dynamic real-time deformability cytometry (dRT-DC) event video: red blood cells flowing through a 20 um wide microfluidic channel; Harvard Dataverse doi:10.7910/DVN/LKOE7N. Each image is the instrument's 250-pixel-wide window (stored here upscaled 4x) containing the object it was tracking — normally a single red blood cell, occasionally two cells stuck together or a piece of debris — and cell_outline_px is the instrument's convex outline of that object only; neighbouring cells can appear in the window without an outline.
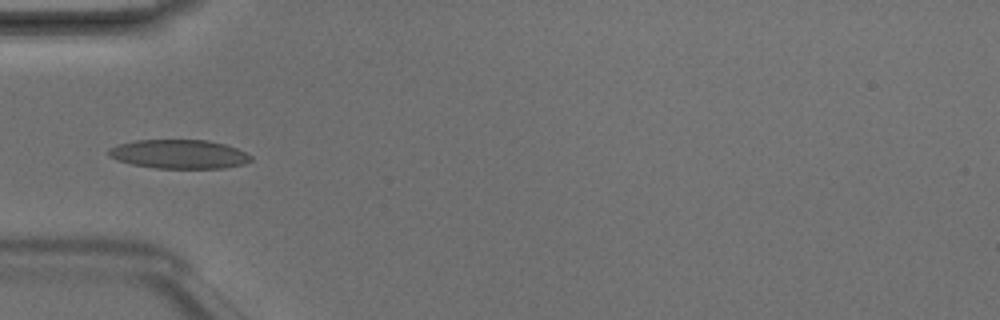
{"species": "Egyptian fruit bat (a non-hibernating species)", "species_latin": "Rousettus aegyptiacus", "temperature_condition": "room temperature", "stored_images_in_passage": 5, "camera_frame_rate_fps": 3000, "um_per_image_px": 0.085, "animal": {"sex": "male"}, "frame": {"image": 1, "passage_image": 4, "time_ms": 1.0, "image_size_px": [1000, 320], "cell_outline_px": [[252, 160], [244, 164], [224, 168], [156, 168], [132, 164], [116, 160], [108, 156], [108, 148], [120, 144], [136, 140], [208, 140], [224, 144], [236, 148], [252, 156]], "centroid_in_image_um": [15.21, 13.1], "position_along_channel_um": 69.8, "area_um2": 23.99}}